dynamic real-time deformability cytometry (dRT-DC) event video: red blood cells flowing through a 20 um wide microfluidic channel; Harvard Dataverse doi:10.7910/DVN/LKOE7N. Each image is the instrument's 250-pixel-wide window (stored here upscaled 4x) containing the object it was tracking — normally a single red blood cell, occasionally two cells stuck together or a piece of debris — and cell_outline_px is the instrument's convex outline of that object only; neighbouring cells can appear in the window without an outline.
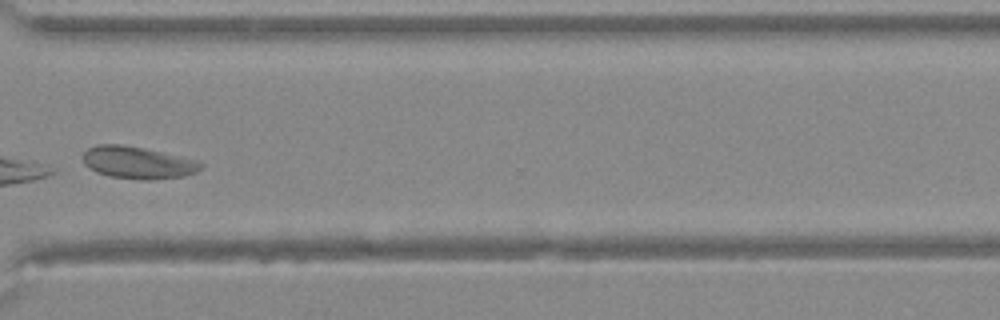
{"species": "Egyptian fruit bat (a non-hibernating species)", "species_latin": "Rousettus aegyptiacus", "temperature_condition": "warm", "stored_images_in_passage": 24, "camera_frame_rate_fps": 3000, "um_per_image_px": 0.085, "animal": {"sex": "female"}, "frame": {"image": 1, "passage_image": 21, "time_ms": 6.667, "image_size_px": [1000, 320], "cell_outline_px": [[204, 164], [196, 172], [184, 176], [152, 180], [144, 180], [108, 176], [96, 172], [88, 168], [84, 164], [80, 156], [88, 148], [96, 144], [120, 144], [144, 148], [200, 160]], "centroid_in_image_um": [11.69, 13.82], "position_along_channel_um": 358.9, "area_um2": 22.48}}